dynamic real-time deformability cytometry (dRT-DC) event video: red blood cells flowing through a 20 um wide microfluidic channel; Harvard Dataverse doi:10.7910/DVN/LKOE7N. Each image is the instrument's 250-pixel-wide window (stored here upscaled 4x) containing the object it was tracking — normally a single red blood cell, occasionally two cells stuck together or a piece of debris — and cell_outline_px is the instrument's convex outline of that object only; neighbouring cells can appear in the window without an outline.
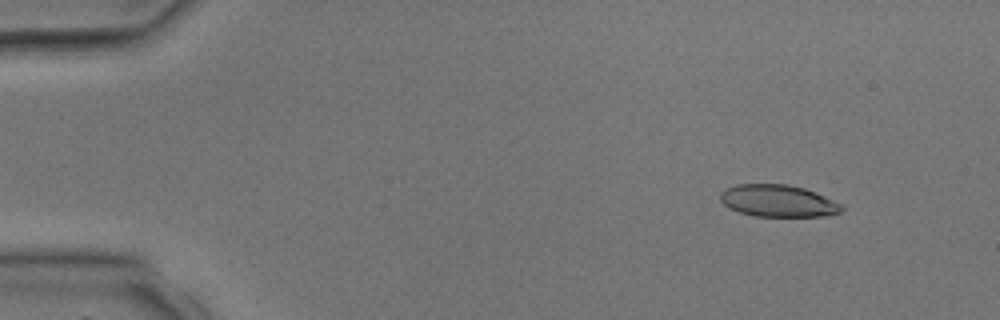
{"species": "common noctule bat (a hibernating species)", "species_latin": "Nyctalus noctula", "temperature_condition": "room temperature", "stored_images_in_passage": 3, "camera_frame_rate_fps": 3000, "um_per_image_px": 0.085, "animal": {"sex": "male", "body_mass_g": 17.9, "forearm_length_mm": 54.2}, "frame": {"image": 1, "passage_image": 1, "time_ms": 0.0, "image_size_px": [1000, 320], "cell_outline_px": [[844, 208], [840, 212], [820, 216], [752, 216], [728, 208], [720, 200], [720, 192], [724, 188], [736, 184], [788, 184], [804, 188], [816, 192], [844, 204]], "centroid_in_image_um": [66.12, 17.06], "position_along_channel_um": 18.9, "area_um2": 22.89}}
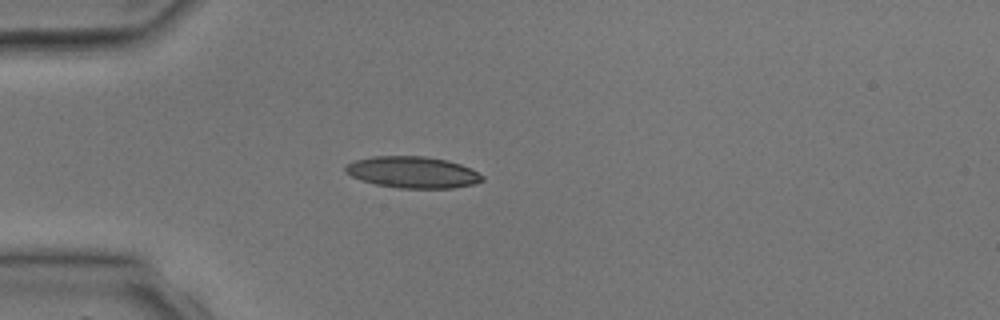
{"frame": {"image": 2, "passage_image": 3, "time_ms": 2.333, "image_size_px": [1000, 320], "cell_outline_px": [[484, 180], [472, 184], [452, 188], [400, 188], [376, 184], [360, 180], [344, 172], [344, 168], [348, 164], [356, 160], [372, 156], [424, 156], [448, 160], [472, 168], [484, 176]], "centroid_in_image_um": [35.09, 14.64], "position_along_channel_um": 49.9, "area_um2": 25.14}}